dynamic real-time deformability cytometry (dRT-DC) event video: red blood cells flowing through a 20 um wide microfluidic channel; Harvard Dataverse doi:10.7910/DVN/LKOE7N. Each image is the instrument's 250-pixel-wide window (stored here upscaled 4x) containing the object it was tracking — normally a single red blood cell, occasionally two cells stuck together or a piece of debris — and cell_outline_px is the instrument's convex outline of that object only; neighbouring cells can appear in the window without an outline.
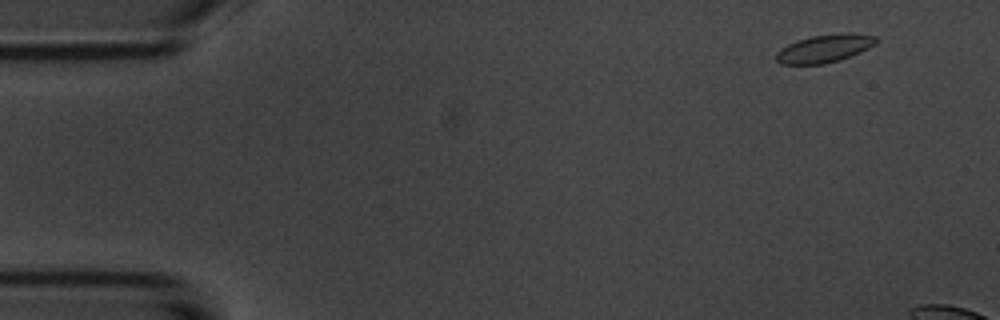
{"species": "common noctule bat (a hibernating species)", "species_latin": "Nyctalus noctula", "temperature_condition": "room temperature", "stored_images_in_passage": 4, "camera_frame_rate_fps": 3000, "um_per_image_px": 0.085, "animal": {"sex": "male", "body_mass_g": 20.1, "forearm_length_mm": 53.5}, "frame": {"image": 1, "passage_image": 2, "time_ms": 1.0, "image_size_px": [1000, 320], "cell_outline_px": [[876, 44], [860, 52], [824, 64], [780, 64], [776, 60], [776, 52], [780, 48], [796, 40], [812, 36], [840, 32], [848, 32], [876, 36]], "centroid_in_image_um": [70.05, 4.1], "position_along_channel_um": 14.9, "area_um2": 16.24}}